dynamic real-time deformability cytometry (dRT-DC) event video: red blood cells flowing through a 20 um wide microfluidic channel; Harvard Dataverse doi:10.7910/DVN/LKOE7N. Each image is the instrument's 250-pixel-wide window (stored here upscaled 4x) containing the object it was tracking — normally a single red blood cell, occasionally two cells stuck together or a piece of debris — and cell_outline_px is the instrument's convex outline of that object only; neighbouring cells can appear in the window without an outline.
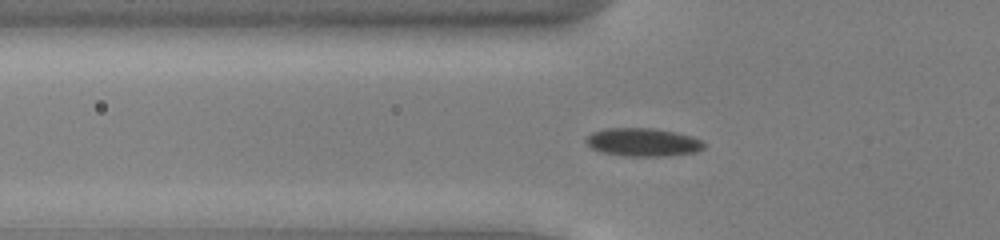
{"species": "common noctule bat (a hibernating species)", "species_latin": "Nyctalus noctula", "temperature_condition": "cold", "stored_images_in_passage": 52, "camera_frame_rate_fps": 3000, "um_per_image_px": 0.085, "animal": {"sex": "male", "body_mass_g": 13.0, "forearm_length_mm": 53.1}, "frame": {"image": 1, "passage_image": 17, "time_ms": 5.333, "image_size_px": [1000, 240], "cell_outline_px": [[704, 148], [696, 152], [664, 156], [624, 156], [600, 152], [592, 148], [584, 140], [592, 132], [608, 128], [652, 128], [676, 132], [692, 136], [704, 140]], "centroid_in_image_um": [54.67, 12.09], "position_along_channel_um": 71.1, "area_um2": 19.48}}
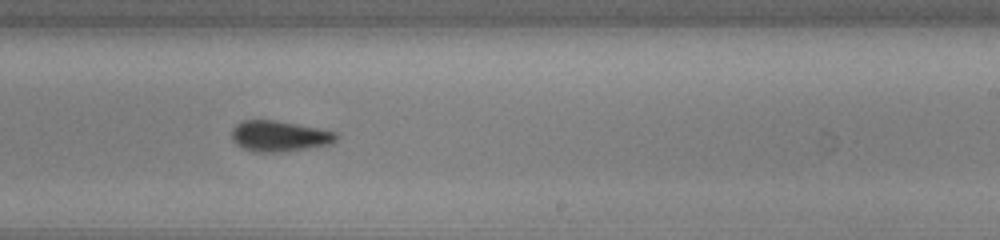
{"frame": {"image": 2, "passage_image": 32, "time_ms": 10.333, "image_size_px": [1000, 240], "cell_outline_px": [[340, 136], [332, 144], [280, 152], [252, 152], [236, 144], [232, 140], [232, 128], [240, 120], [276, 120], [336, 132]], "centroid_in_image_um": [23.72, 11.57], "position_along_channel_um": 265.3, "area_um2": 18.79}}
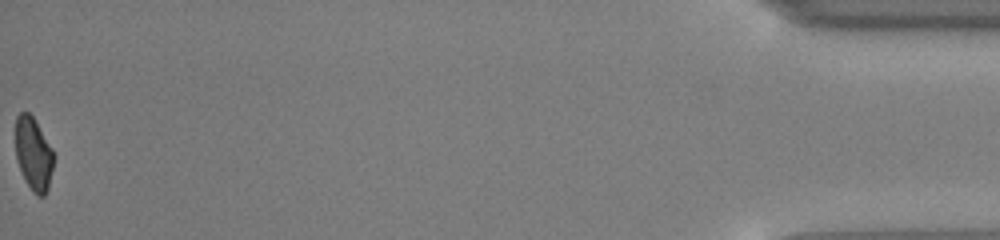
{"frame": {"image": 3, "passage_image": 52, "time_ms": 17.0, "image_size_px": [1000, 240], "cell_outline_px": [[52, 168], [48, 188], [44, 196], [36, 196], [32, 192], [16, 160], [16, 116], [20, 112], [28, 112], [32, 116], [52, 148]], "centroid_in_image_um": [2.83, 13.08], "position_along_channel_um": 432.4, "area_um2": 15.84}, "authors_computed_cell_mechanics": {"area_um2": 18.1781, "velocity_mm_per_s": 3.8966, "shape_relaxation_time_tau1_ms": 2.045, "shape_relaxation_time_tau2_ms": 2.2687, "deformation_change_tau1": 0.0761, "deformation_change_tau2": 0.0554}}